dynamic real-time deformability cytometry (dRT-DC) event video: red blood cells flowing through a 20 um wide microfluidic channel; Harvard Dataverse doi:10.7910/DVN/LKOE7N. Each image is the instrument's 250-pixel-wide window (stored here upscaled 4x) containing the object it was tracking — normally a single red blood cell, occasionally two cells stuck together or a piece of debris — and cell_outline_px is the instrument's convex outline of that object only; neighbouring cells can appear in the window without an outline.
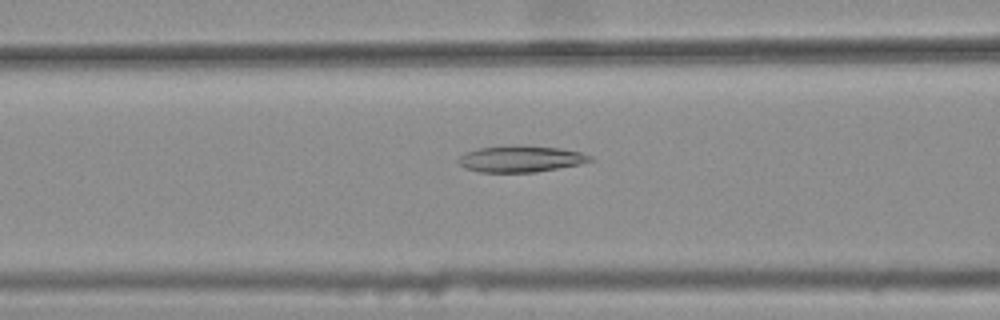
{"species": "common noctule bat (a hibernating species)", "species_latin": "Nyctalus noctula", "temperature_condition": "warm", "stored_images_in_passage": 45, "camera_frame_rate_fps": 3000, "um_per_image_px": 0.085, "animal": {"sex": "female", "body_mass_g": 25.1}, "frame": {"image": 1, "passage_image": 19, "time_ms": 6.0, "image_size_px": [1000, 320], "cell_outline_px": [[596, 160], [580, 164], [536, 172], [480, 172], [464, 168], [456, 160], [464, 152], [476, 148], [560, 148], [580, 152], [592, 156]], "centroid_in_image_um": [44.26, 13.55], "position_along_channel_um": 122.3, "area_um2": 19.42}}
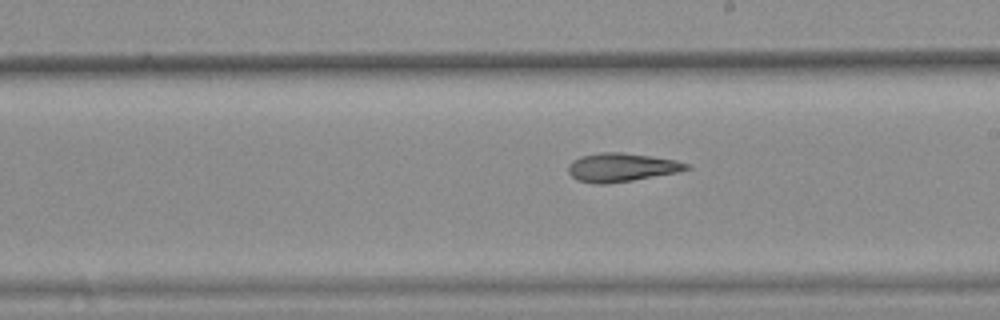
{"frame": {"image": 2, "passage_image": 28, "time_ms": 9.0, "image_size_px": [1000, 320], "cell_outline_px": [[692, 168], [676, 172], [632, 180], [604, 184], [596, 184], [576, 180], [568, 172], [568, 164], [572, 160], [580, 156], [600, 152], [624, 152], [652, 156], [676, 160], [692, 164]], "centroid_in_image_um": [52.82, 14.21], "position_along_channel_um": 236.2, "area_um2": 19.83}}
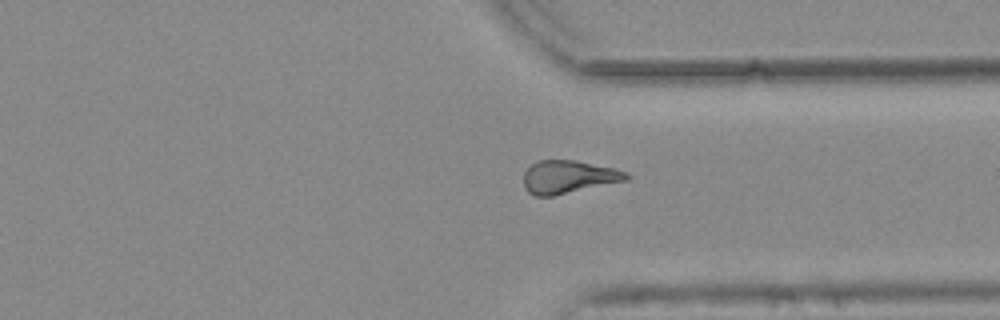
{"frame": {"image": 3, "passage_image": 38, "time_ms": 12.333, "image_size_px": [1000, 320], "cell_outline_px": [[632, 176], [628, 180], [552, 196], [536, 196], [528, 192], [524, 188], [524, 172], [532, 164], [540, 160], [576, 160], [612, 168], [628, 172]], "centroid_in_image_um": [48.33, 15.04], "position_along_channel_um": 363.1, "area_um2": 19.71}, "authors_computed_cell_mechanics": {"area_um2": 19.8254, "velocity_mm_per_s": 3.7965, "shape_relaxation_time_tau1_ms": null, "shape_relaxation_time_tau2_ms": 6.254, "deformation_change_tau1": null, "deformation_change_tau2": 0.1724}}